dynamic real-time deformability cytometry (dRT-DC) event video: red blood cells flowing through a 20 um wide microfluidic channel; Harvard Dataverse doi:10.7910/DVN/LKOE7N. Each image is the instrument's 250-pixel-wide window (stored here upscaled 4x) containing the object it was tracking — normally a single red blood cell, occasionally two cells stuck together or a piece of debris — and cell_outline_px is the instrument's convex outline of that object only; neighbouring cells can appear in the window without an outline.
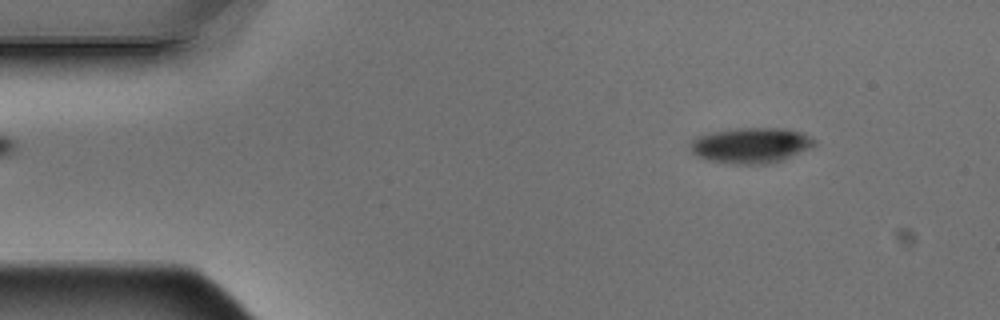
{"species": "Egyptian fruit bat (a non-hibernating species)", "species_latin": "Rousettus aegyptiacus", "temperature_condition": "warm", "stored_images_in_passage": 3, "camera_frame_rate_fps": 3000, "um_per_image_px": 0.085, "animal": {"sex": "male"}, "frame": {"image": 1, "passage_image": 1, "time_ms": 0.0, "image_size_px": [1000, 320], "cell_outline_px": [[816, 144], [784, 160], [768, 164], [732, 164], [708, 160], [696, 156], [692, 152], [688, 144], [692, 140], [700, 136], [712, 132], [736, 128], [784, 128], [800, 132], [816, 140]], "centroid_in_image_um": [63.81, 12.36], "position_along_channel_um": 21.2, "area_um2": 25.66}}